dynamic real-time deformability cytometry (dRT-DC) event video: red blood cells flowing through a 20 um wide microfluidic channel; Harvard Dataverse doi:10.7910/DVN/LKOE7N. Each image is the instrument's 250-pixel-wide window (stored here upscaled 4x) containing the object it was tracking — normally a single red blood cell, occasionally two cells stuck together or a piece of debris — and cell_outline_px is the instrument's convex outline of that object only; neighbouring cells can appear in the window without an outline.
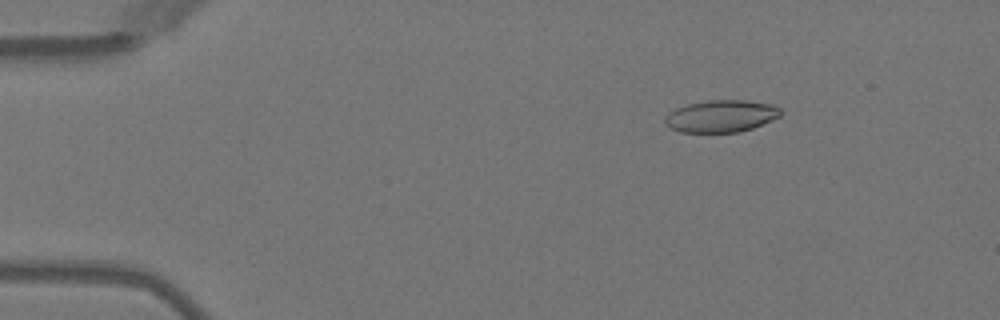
{"species": "Egyptian fruit bat (a non-hibernating species)", "species_latin": "Rousettus aegyptiacus", "temperature_condition": "warm", "stored_images_in_passage": 17, "camera_frame_rate_fps": 3000, "um_per_image_px": 0.085, "animal": {"sex": "female"}, "frame": {"image": 1, "passage_image": 8, "time_ms": 2.333, "image_size_px": [1000, 320], "cell_outline_px": [[784, 112], [780, 116], [772, 120], [752, 128], [740, 132], [680, 132], [668, 128], [664, 124], [664, 116], [668, 112], [676, 108], [688, 104], [708, 100], [744, 100], [772, 104], [780, 108]], "centroid_in_image_um": [61.27, 9.87], "position_along_channel_um": 23.7, "area_um2": 21.91}}